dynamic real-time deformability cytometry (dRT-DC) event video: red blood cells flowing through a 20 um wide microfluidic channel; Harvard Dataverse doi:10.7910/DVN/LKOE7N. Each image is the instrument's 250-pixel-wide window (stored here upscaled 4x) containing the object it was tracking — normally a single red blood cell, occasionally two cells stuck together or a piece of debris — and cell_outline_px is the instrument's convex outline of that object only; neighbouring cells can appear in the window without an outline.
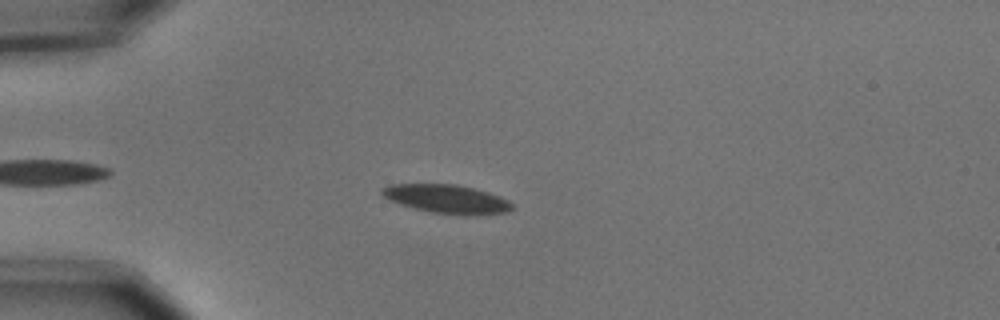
{"species": "common noctule bat (a hibernating species)", "species_latin": "Nyctalus noctula", "temperature_condition": "cold", "stored_images_in_passage": 37, "camera_frame_rate_fps": 3000, "um_per_image_px": 0.085, "animal": {"sex": "male", "body_mass_g": 15.6}, "frame": {"image": 1, "passage_image": 7, "time_ms": 2.0, "image_size_px": [1000, 320], "cell_outline_px": [[512, 208], [504, 212], [476, 216], [464, 216], [432, 212], [400, 204], [384, 196], [380, 192], [380, 188], [392, 184], [456, 184], [488, 192], [500, 196], [508, 200], [512, 204]], "centroid_in_image_um": [38.0, 16.92], "position_along_channel_um": 47.0, "area_um2": 21.68}}
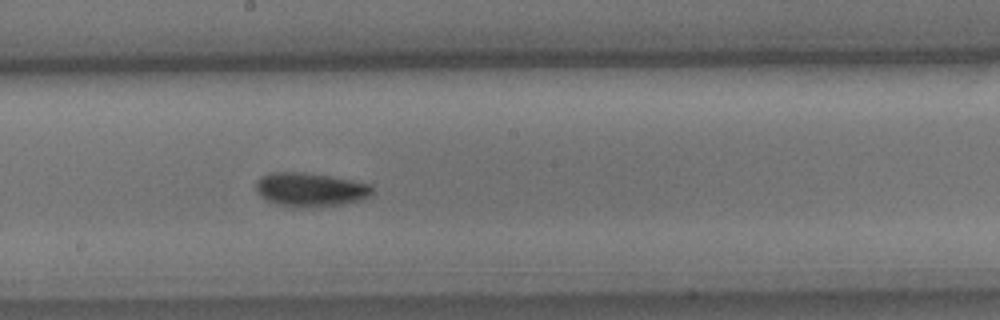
{"frame": {"image": 2, "passage_image": 23, "time_ms": 7.333, "image_size_px": [1000, 320], "cell_outline_px": [[372, 192], [368, 196], [360, 200], [340, 204], [304, 208], [296, 208], [276, 204], [264, 200], [260, 196], [256, 188], [256, 180], [260, 176], [272, 172], [300, 172], [328, 176], [352, 180], [372, 184]], "centroid_in_image_um": [26.32, 16.12], "position_along_channel_um": 221.9, "area_um2": 23.0}}
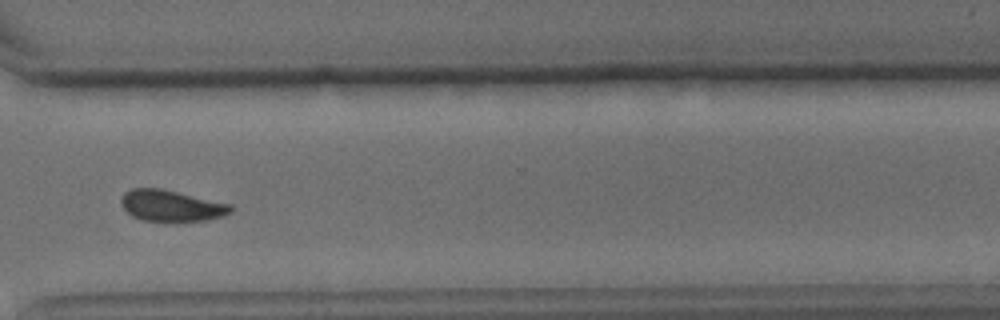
{"frame": {"image": 3, "passage_image": 34, "time_ms": 11.0, "image_size_px": [1000, 320], "cell_outline_px": [[232, 212], [224, 216], [204, 220], [140, 220], [132, 216], [120, 204], [120, 200], [124, 192], [132, 188], [160, 188], [232, 204]], "centroid_in_image_um": [14.55, 17.47], "position_along_channel_um": 356.1, "area_um2": 19.77}, "authors_computed_cell_mechanics": {"area_um2": 21.6172, "velocity_mm_per_s": 3.6616, "shape_relaxation_time_tau1_ms": 7.6594, "shape_relaxation_time_tau2_ms": null, "deformation_change_tau1": 0.172, "deformation_change_tau2": null}}